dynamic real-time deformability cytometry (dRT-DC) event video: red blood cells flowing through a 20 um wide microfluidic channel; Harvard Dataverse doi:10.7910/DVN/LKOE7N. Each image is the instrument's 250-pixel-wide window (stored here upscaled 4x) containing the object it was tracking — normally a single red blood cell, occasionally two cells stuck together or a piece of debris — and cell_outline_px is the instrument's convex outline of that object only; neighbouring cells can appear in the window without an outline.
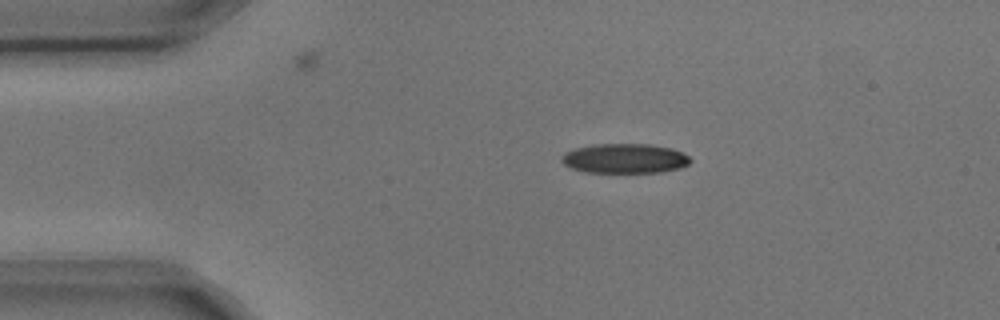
{"species": "common noctule bat (a hibernating species)", "species_latin": "Nyctalus noctula", "temperature_condition": "cold", "stored_images_in_passage": 3, "camera_frame_rate_fps": 3000, "um_per_image_px": 0.085, "animal": {"sex": "male", "body_mass_g": 17.9, "forearm_length_mm": 54.2}, "frame": {"image": 1, "passage_image": 1, "time_ms": 0.0, "image_size_px": [1000, 320], "cell_outline_px": [[692, 160], [688, 164], [680, 168], [660, 172], [584, 172], [572, 168], [564, 164], [560, 160], [560, 156], [564, 152], [576, 148], [592, 144], [652, 144], [672, 148], [688, 156]], "centroid_in_image_um": [53.08, 13.46], "position_along_channel_um": 31.9, "area_um2": 22.31}}
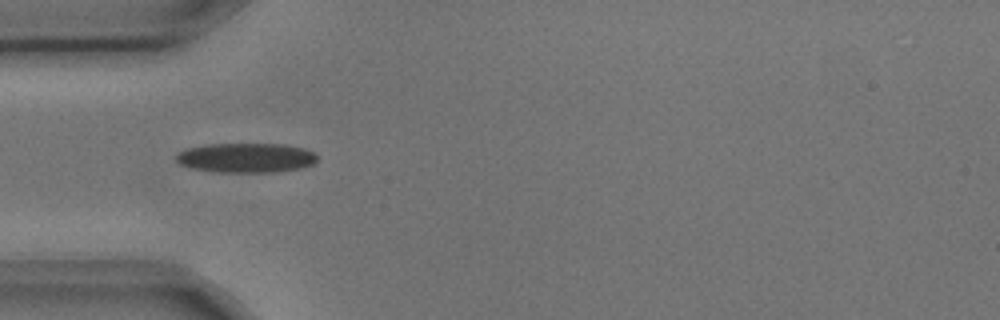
{"frame": {"image": 2, "passage_image": 2, "time_ms": 0.333, "image_size_px": [1000, 320], "cell_outline_px": [[316, 160], [312, 164], [300, 168], [276, 172], [220, 172], [192, 168], [180, 164], [176, 160], [176, 156], [180, 152], [188, 148], [204, 144], [284, 144], [304, 148], [312, 152], [316, 156]], "centroid_in_image_um": [20.91, 13.41], "position_along_channel_um": 64.1, "area_um2": 24.16}}